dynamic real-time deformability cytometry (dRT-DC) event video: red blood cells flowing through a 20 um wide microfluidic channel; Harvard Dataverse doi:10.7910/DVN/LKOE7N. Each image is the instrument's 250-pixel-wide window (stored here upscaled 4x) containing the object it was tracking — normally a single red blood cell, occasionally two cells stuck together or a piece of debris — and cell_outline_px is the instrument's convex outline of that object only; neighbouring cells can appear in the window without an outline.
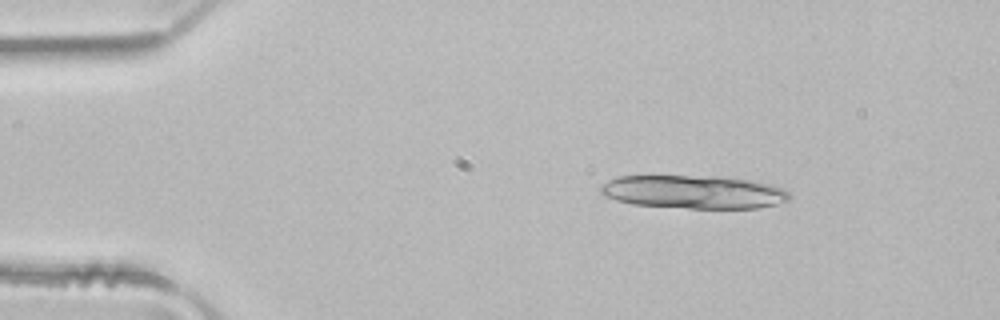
{"species": "common noctule bat (a hibernating species)", "species_latin": "Nyctalus noctula", "temperature_condition": "room temperature", "stored_images_in_passage": 3, "camera_frame_rate_fps": 3000, "um_per_image_px": 0.085, "animal": {"sex": "male", "body_mass_g": 21.5, "forearm_length_mm": 52.0}, "frame": {"image": 1, "passage_image": 1, "time_ms": 0.0, "image_size_px": [1000, 320], "cell_outline_px": [[792, 196], [788, 200], [776, 204], [760, 208], [688, 208], [632, 204], [616, 200], [604, 196], [600, 192], [600, 184], [608, 180], [620, 176], [732, 176], [756, 180], [772, 184], [784, 188]], "centroid_in_image_um": [59.01, 16.3], "position_along_channel_um": 26.0, "area_um2": 37.22}}